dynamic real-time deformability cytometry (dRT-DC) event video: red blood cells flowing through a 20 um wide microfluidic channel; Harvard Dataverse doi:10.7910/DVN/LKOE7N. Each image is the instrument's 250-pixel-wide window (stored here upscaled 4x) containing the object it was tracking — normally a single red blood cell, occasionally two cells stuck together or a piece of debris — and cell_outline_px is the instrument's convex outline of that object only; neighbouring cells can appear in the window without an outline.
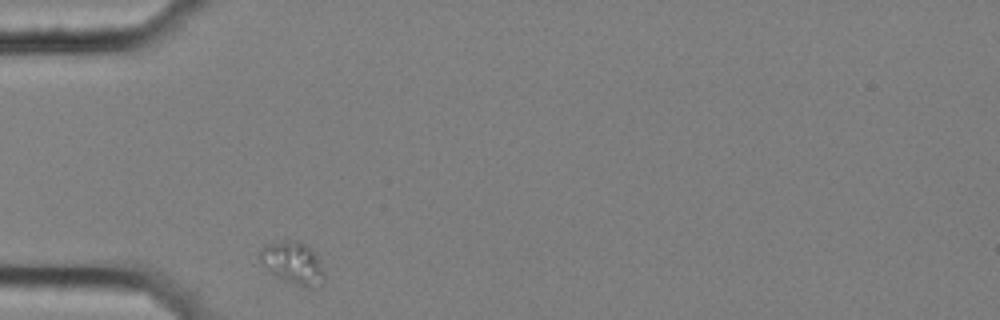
{"species": "common noctule bat (a hibernating species)", "species_latin": "Nyctalus noctula", "temperature_condition": "cold", "stored_images_in_passage": 33, "camera_frame_rate_fps": 3000, "um_per_image_px": 0.085, "animal": {"sex": "female", "body_mass_g": 25.1}, "frame": {"image": 1, "passage_image": 1, "time_ms": 0.0, "image_size_px": [1000, 320], "cell_outline_px": [[324, 276], [308, 284], [296, 284], [272, 272], [256, 256], [264, 248], [272, 244], [284, 240], [296, 240], [304, 244], [320, 260], [324, 272]], "centroid_in_image_um": [24.84, 22.25], "position_along_channel_um": 60.2, "area_um2": 14.33}}